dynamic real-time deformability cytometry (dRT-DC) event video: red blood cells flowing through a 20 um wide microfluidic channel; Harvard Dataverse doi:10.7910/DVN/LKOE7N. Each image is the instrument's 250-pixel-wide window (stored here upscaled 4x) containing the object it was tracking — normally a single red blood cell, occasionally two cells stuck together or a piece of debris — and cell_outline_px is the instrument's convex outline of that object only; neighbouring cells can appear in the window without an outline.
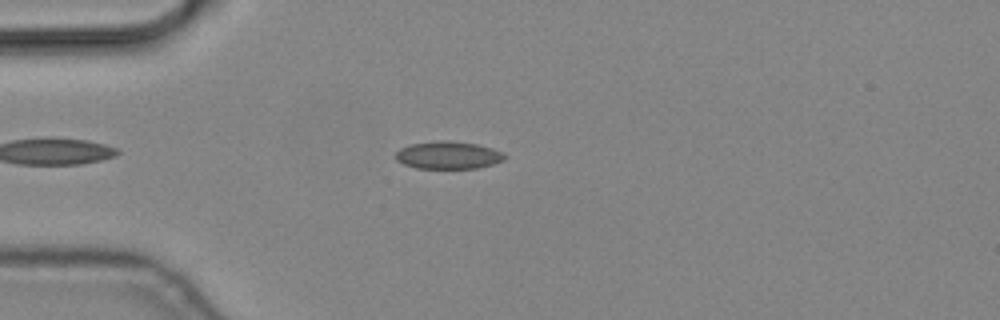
{"species": "common noctule bat (a hibernating species)", "species_latin": "Nyctalus noctula", "temperature_condition": "cold", "stored_images_in_passage": 3, "camera_frame_rate_fps": 3000, "um_per_image_px": 0.085, "animal": {"sex": "male", "body_mass_g": 19.2, "forearm_length_mm": 51.8}, "frame": {"image": 1, "passage_image": 2, "time_ms": 0.333, "image_size_px": [1000, 320], "cell_outline_px": [[508, 156], [504, 160], [492, 164], [476, 168], [416, 168], [404, 164], [396, 160], [396, 152], [400, 148], [408, 144], [440, 140], [448, 140], [476, 144], [492, 148]], "centroid_in_image_um": [38.08, 13.18], "position_along_channel_um": 46.9, "area_um2": 17.51}}